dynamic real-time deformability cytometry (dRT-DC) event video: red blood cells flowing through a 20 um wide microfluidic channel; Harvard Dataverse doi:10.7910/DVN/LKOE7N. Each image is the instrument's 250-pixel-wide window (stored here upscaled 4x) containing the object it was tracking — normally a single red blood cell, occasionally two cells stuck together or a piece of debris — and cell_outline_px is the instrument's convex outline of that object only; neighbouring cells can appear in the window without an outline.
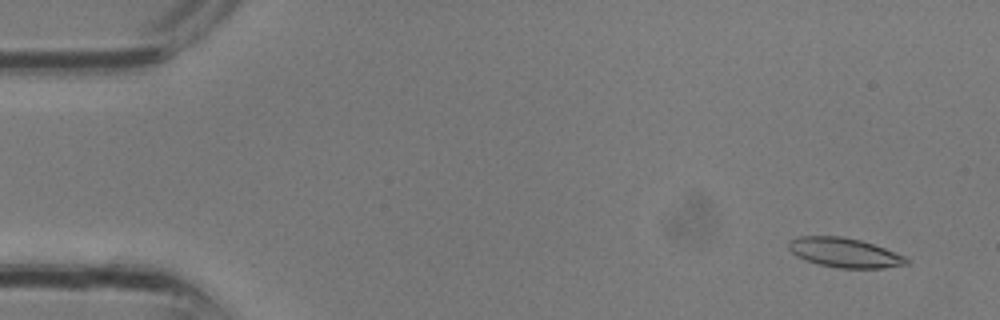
{"species": "common noctule bat (a hibernating species)", "species_latin": "Nyctalus noctula", "temperature_condition": "room temperature", "stored_images_in_passage": 13, "camera_frame_rate_fps": 3000, "um_per_image_px": 0.085, "animal": {"sex": "male", "body_mass_g": 13.3}, "frame": {"image": 1, "passage_image": 2, "time_ms": 0.333, "image_size_px": [1000, 320], "cell_outline_px": [[908, 264], [884, 268], [836, 268], [804, 260], [796, 256], [788, 248], [788, 240], [800, 236], [840, 236], [860, 240], [884, 248], [904, 256], [908, 260]], "centroid_in_image_um": [71.74, 21.48], "position_along_channel_um": 13.3, "area_um2": 20.17}}
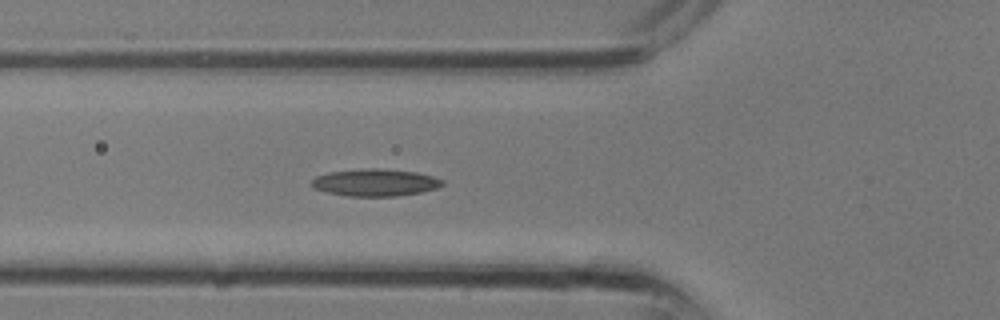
{"frame": {"image": 2, "passage_image": 11, "time_ms": 3.333, "image_size_px": [1000, 320], "cell_outline_px": [[444, 184], [436, 188], [420, 192], [396, 196], [348, 196], [328, 192], [312, 188], [308, 184], [316, 176], [328, 172], [364, 168], [380, 168], [416, 172], [432, 176], [444, 180]], "centroid_in_image_um": [31.85, 15.51], "position_along_channel_um": 93.9, "area_um2": 20.81}}
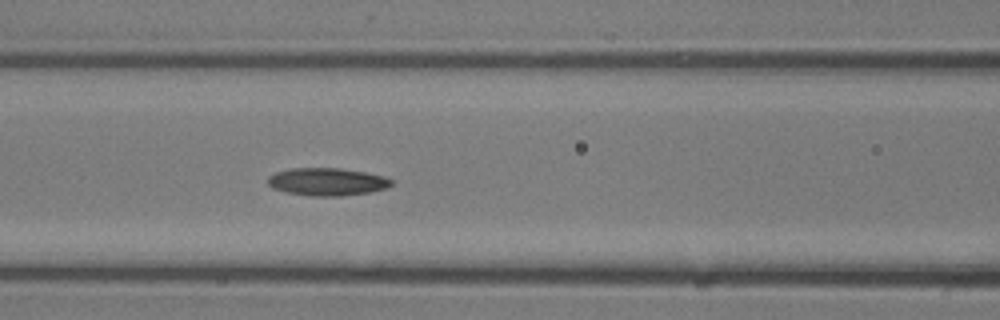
{"frame": {"image": 3, "passage_image": 13, "time_ms": 4.0, "image_size_px": [1000, 320], "cell_outline_px": [[392, 184], [384, 188], [368, 192], [340, 196], [312, 196], [284, 192], [272, 188], [268, 184], [268, 176], [276, 172], [292, 168], [340, 168], [364, 172], [384, 176], [392, 180]], "centroid_in_image_um": [27.76, 15.45], "position_along_channel_um": 138.8, "area_um2": 19.83}}